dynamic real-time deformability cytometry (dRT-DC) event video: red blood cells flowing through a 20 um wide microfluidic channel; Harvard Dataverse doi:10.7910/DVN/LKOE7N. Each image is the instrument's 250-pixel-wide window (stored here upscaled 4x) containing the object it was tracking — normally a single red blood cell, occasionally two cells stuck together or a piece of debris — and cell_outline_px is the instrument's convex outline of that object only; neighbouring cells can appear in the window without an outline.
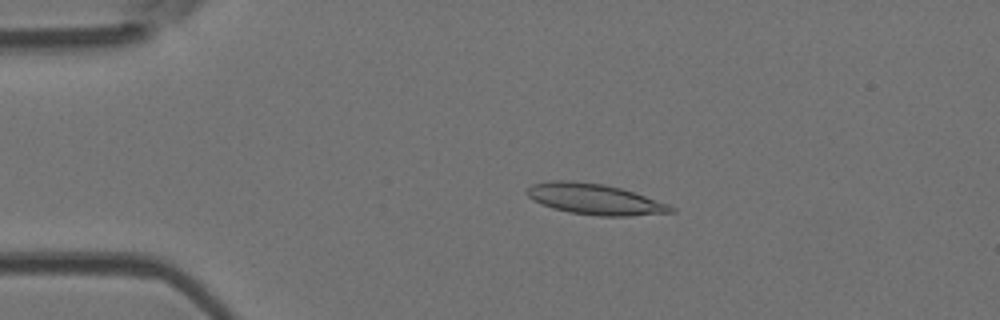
{"species": "Egyptian fruit bat (a non-hibernating species)", "species_latin": "Rousettus aegyptiacus", "temperature_condition": "room temperature", "stored_images_in_passage": 46, "camera_frame_rate_fps": 3000, "um_per_image_px": 0.085, "animal": {"sex": "female"}, "frame": {"image": 1, "passage_image": 7, "time_ms": 2.0, "image_size_px": [1000, 320], "cell_outline_px": [[676, 212], [628, 216], [600, 216], [568, 212], [552, 208], [532, 200], [524, 192], [532, 184], [548, 180], [572, 180], [604, 184], [620, 188], [668, 204], [676, 208]], "centroid_in_image_um": [50.51, 16.92], "position_along_channel_um": 34.5, "area_um2": 25.89}}
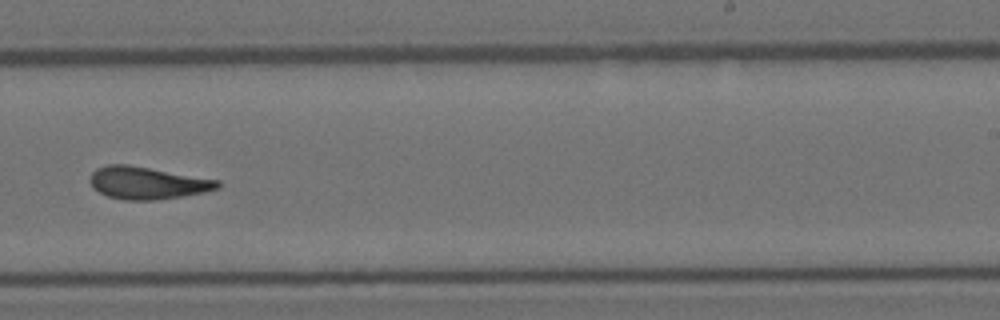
{"frame": {"image": 2, "passage_image": 28, "time_ms": 9.0, "image_size_px": [1000, 320], "cell_outline_px": [[220, 188], [204, 192], [184, 196], [156, 200], [124, 200], [108, 196], [92, 188], [88, 180], [92, 172], [96, 168], [108, 164], [128, 164], [220, 180]], "centroid_in_image_um": [12.5, 15.54], "position_along_channel_um": 276.5, "area_um2": 24.28}}
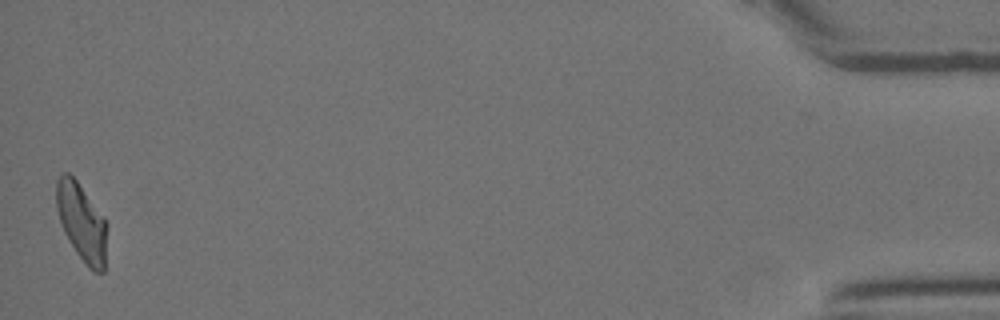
{"frame": {"image": 3, "passage_image": 46, "time_ms": 15.0, "image_size_px": [1000, 320], "cell_outline_px": [[104, 272], [92, 272], [88, 268], [76, 252], [64, 232], [60, 224], [56, 208], [56, 180], [64, 172], [68, 172], [76, 180], [104, 216]], "centroid_in_image_um": [6.88, 18.86], "position_along_channel_um": 428.3, "area_um2": 22.37}, "authors_computed_cell_mechanics": {"area_um2": 23.698, "velocity_mm_per_s": 4.0597, "shape_relaxation_time_tau1_ms": null, "shape_relaxation_time_tau2_ms": 2.4901, "deformation_change_tau1": null, "deformation_change_tau2": 0.117}}